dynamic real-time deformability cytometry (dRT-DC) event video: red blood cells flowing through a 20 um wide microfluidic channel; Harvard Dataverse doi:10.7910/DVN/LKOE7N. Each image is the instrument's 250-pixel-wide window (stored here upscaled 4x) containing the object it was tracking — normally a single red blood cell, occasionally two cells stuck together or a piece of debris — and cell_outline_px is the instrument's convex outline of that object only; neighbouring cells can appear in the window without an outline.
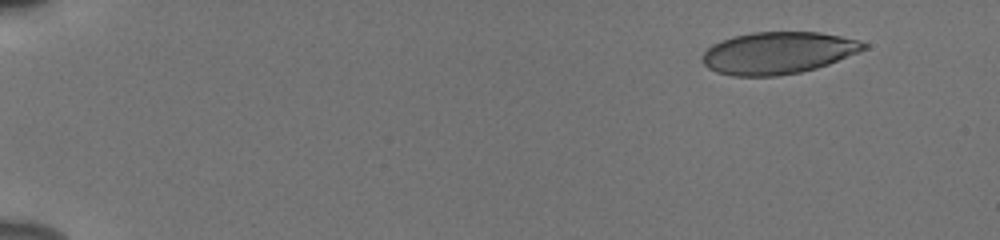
{"species": "human", "species_latin": "Homo sapiens", "temperature_condition": "cold", "stored_images_in_passage": 50, "camera_frame_rate_fps": 3000, "um_per_image_px": 0.085, "donor": {"sex": "male"}, "frame": {"image": 1, "passage_image": 1, "time_ms": 0.0, "image_size_px": [1000, 240], "cell_outline_px": [[868, 48], [828, 64], [816, 68], [800, 72], [776, 76], [732, 76], [716, 72], [708, 68], [700, 60], [700, 56], [712, 44], [720, 40], [752, 32], [820, 32], [840, 36], [856, 40], [868, 44]], "centroid_in_image_um": [66.08, 4.5], "position_along_channel_um": 18.9, "area_um2": 39.54}}
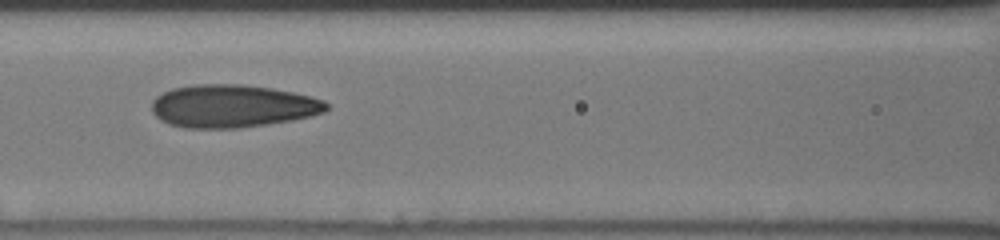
{"frame": {"image": 2, "passage_image": 22, "time_ms": 7.0, "image_size_px": [1000, 240], "cell_outline_px": [[328, 108], [324, 112], [292, 120], [268, 124], [240, 128], [184, 128], [168, 124], [160, 120], [152, 112], [152, 100], [156, 96], [172, 88], [196, 84], [244, 84], [272, 88], [292, 92], [324, 100], [328, 104]], "centroid_in_image_um": [19.73, 9.02], "position_along_channel_um": 146.9, "area_um2": 43.7}}
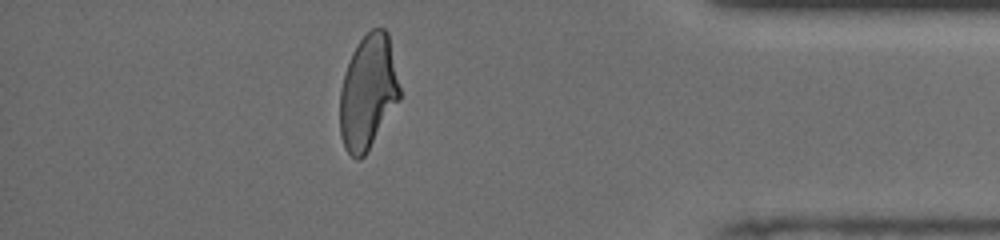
{"frame": {"image": 3, "passage_image": 44, "time_ms": 14.333, "image_size_px": [1000, 240], "cell_outline_px": [[400, 100], [364, 156], [360, 160], [356, 160], [344, 148], [340, 136], [340, 88], [344, 72], [352, 52], [356, 44], [372, 28], [384, 28], [388, 32], [400, 88]], "centroid_in_image_um": [31.27, 7.83], "position_along_channel_um": 403.9, "area_um2": 40.0}, "authors_computed_cell_mechanics": {"area_um2": 41.3848, "velocity_mm_per_s": 3.8786, "shape_relaxation_time_tau1_ms": 7.37, "shape_relaxation_time_tau2_ms": 1.2969, "deformation_change_tau1": 0.2146, "deformation_change_tau2": 0.0845}}